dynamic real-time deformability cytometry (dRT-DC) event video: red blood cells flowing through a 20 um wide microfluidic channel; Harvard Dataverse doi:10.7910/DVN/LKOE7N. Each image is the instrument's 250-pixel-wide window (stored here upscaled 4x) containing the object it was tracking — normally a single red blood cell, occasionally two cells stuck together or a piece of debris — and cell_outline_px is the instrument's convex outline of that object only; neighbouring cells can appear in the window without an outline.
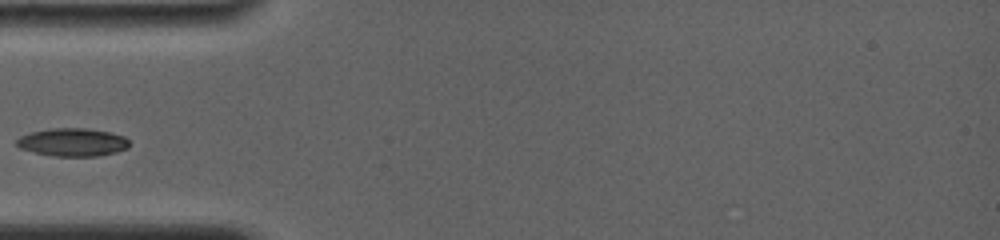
{"species": "common noctule bat (a hibernating species)", "species_latin": "Nyctalus noctula", "temperature_condition": "room temperature", "stored_images_in_passage": 8, "camera_frame_rate_fps": 4000, "um_per_image_px": 0.085, "animal": {"sex": "female", "body_mass_g": 19.0, "forearm_length_mm": 56.7}, "frame": {"image": 1, "passage_image": 1, "time_ms": 0.0, "image_size_px": [1000, 240], "cell_outline_px": [[128, 148], [116, 152], [96, 156], [52, 156], [20, 148], [12, 144], [20, 136], [32, 132], [48, 128], [84, 128], [108, 132], [124, 136], [128, 140]], "centroid_in_image_um": [6.13, 12.09], "position_along_channel_um": 78.9, "area_um2": 18.38}}
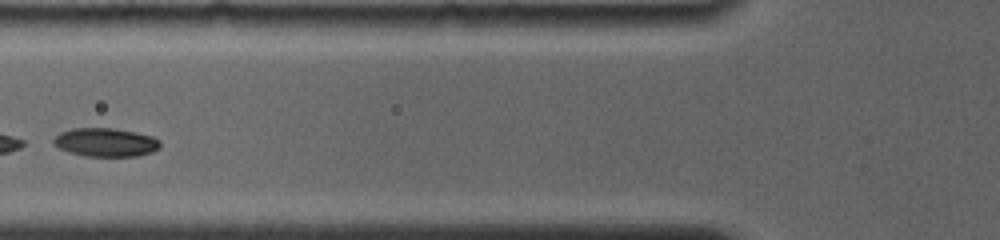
{"frame": {"image": 2, "passage_image": 2, "time_ms": 1.0, "image_size_px": [1000, 240], "cell_outline_px": [[160, 148], [152, 152], [136, 156], [84, 156], [68, 152], [52, 144], [52, 140], [60, 132], [72, 128], [112, 128], [136, 132], [152, 136], [160, 140]], "centroid_in_image_um": [8.97, 12.09], "position_along_channel_um": 116.8, "area_um2": 17.86}}
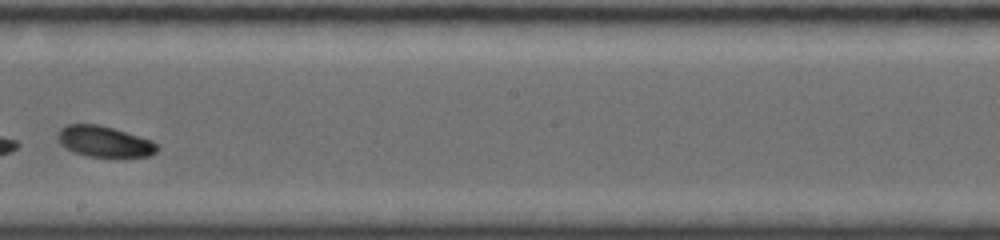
{"frame": {"image": 3, "passage_image": 6, "time_ms": 4.25, "image_size_px": [1000, 240], "cell_outline_px": [[160, 148], [156, 152], [148, 156], [88, 156], [72, 152], [64, 148], [60, 144], [56, 136], [60, 128], [68, 124], [100, 124], [152, 140]], "centroid_in_image_um": [8.82, 12.02], "position_along_channel_um": 239.4, "area_um2": 17.92}}